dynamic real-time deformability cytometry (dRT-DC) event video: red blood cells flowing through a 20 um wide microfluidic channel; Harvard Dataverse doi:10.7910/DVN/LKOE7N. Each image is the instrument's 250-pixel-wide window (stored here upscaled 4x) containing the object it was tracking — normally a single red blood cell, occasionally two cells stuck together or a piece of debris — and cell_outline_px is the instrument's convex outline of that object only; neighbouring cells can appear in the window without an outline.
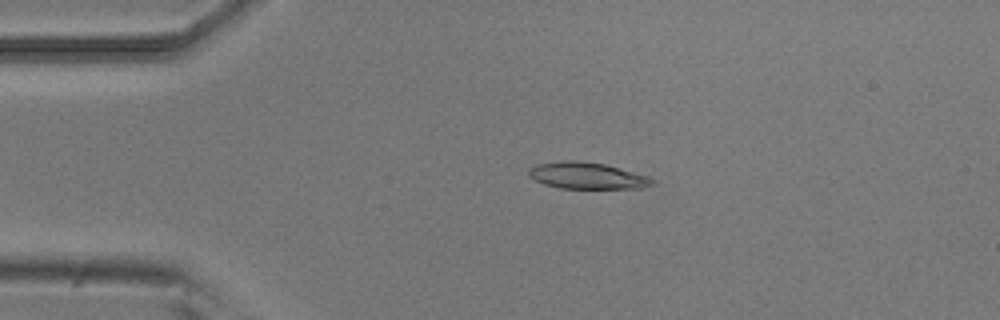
{"species": "common noctule bat (a hibernating species)", "species_latin": "Nyctalus noctula", "temperature_condition": "room temperature", "stored_images_in_passage": 44, "camera_frame_rate_fps": 3000, "um_per_image_px": 0.085, "animal": {"sex": "male", "body_mass_g": 20.5, "forearm_length_mm": 52.5}, "frame": {"image": 1, "passage_image": 2, "time_ms": 0.333, "image_size_px": [1000, 320], "cell_outline_px": [[656, 180], [652, 184], [644, 188], [560, 188], [544, 184], [528, 176], [528, 168], [536, 164], [564, 160], [580, 160], [604, 164], [620, 168], [648, 176]], "centroid_in_image_um": [49.88, 14.92], "position_along_channel_um": 35.1, "area_um2": 19.19}}
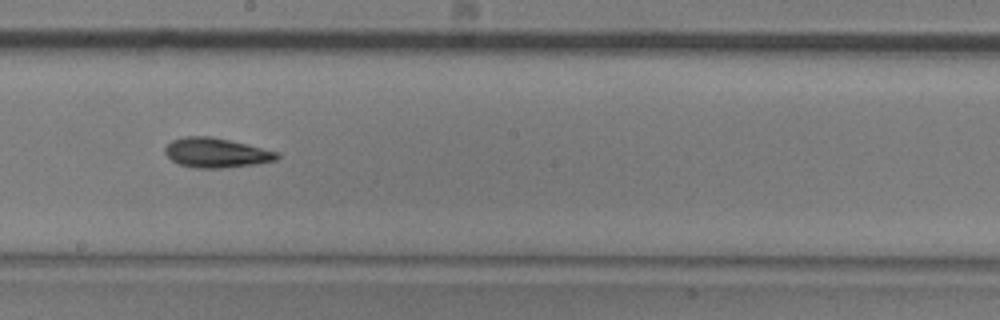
{"frame": {"image": 2, "passage_image": 20, "time_ms": 6.333, "image_size_px": [1000, 320], "cell_outline_px": [[280, 156], [276, 160], [256, 164], [220, 168], [196, 168], [180, 164], [172, 160], [164, 152], [164, 148], [172, 140], [184, 136], [212, 136], [280, 152]], "centroid_in_image_um": [18.39, 12.98], "position_along_channel_um": 229.8, "area_um2": 19.31}}
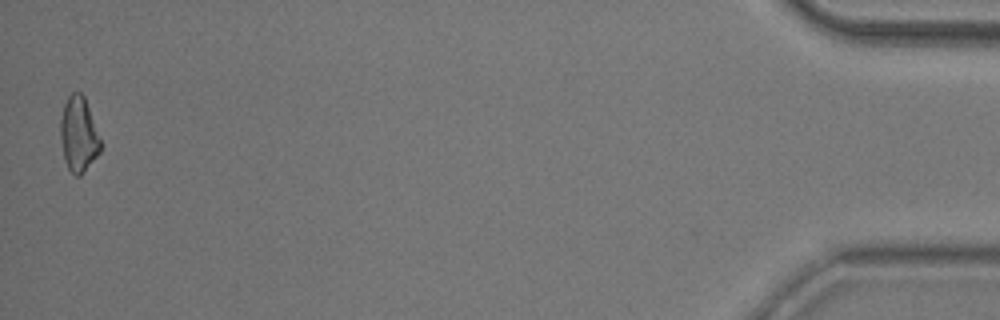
{"frame": {"image": 3, "passage_image": 43, "time_ms": 14.0, "image_size_px": [1000, 320], "cell_outline_px": [[104, 144], [100, 152], [80, 176], [76, 176], [68, 168], [64, 160], [60, 136], [60, 120], [64, 104], [68, 96], [72, 92], [80, 92], [84, 96]], "centroid_in_image_um": [6.71, 11.42], "position_along_channel_um": 428.5, "area_um2": 17.8}, "authors_computed_cell_mechanics": {"area_um2": 18.2359, "velocity_mm_per_s": 3.8234, "shape_relaxation_time_tau1_ms": 4.7537, "shape_relaxation_time_tau2_ms": null, "deformation_change_tau1": 0.1571, "deformation_change_tau2": null}}